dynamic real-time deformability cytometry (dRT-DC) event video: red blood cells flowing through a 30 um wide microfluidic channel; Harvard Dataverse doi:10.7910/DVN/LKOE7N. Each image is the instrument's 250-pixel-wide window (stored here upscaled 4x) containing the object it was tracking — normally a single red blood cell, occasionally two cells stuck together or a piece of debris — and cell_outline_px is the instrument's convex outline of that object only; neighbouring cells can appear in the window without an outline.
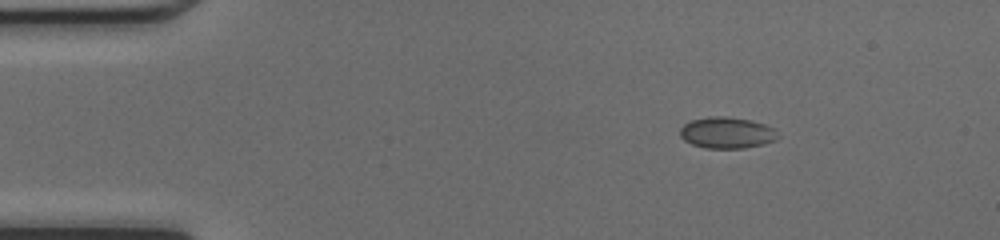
{"species": "common noctule bat (a hibernating species)", "species_latin": "Nyctalus noctula", "temperature_condition": "cold", "stored_images_in_passage": 42, "camera_frame_rate_fps": 3000, "um_per_image_px": 0.085, "animal": {"sex": "female", "body_mass_g": 17.0, "forearm_length_mm": 48.0}, "frame": {"image": 1, "passage_image": 1, "time_ms": 0.0, "image_size_px": [1000, 240], "cell_outline_px": [[780, 136], [776, 140], [764, 144], [744, 148], [704, 148], [692, 144], [684, 140], [680, 136], [680, 128], [684, 124], [692, 120], [708, 116], [724, 116], [752, 120], [764, 124], [772, 128]], "centroid_in_image_um": [61.78, 11.28], "position_along_channel_um": 23.2, "area_um2": 17.92}}
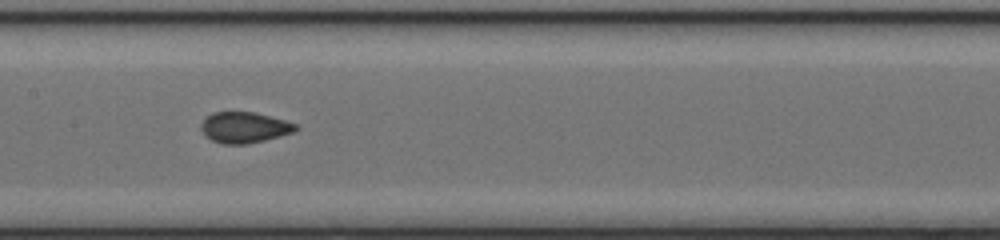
{"frame": {"image": 2, "passage_image": 18, "time_ms": 5.667, "image_size_px": [1000, 240], "cell_outline_px": [[300, 128], [292, 132], [280, 136], [248, 144], [224, 144], [212, 140], [204, 136], [200, 128], [200, 124], [212, 112], [256, 112], [284, 120], [296, 124]], "centroid_in_image_um": [20.75, 10.83], "position_along_channel_um": 186.6, "area_um2": 17.05}}
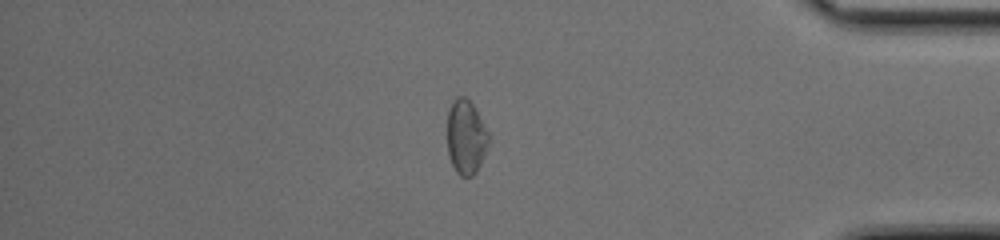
{"frame": {"image": 3, "passage_image": 35, "time_ms": 11.333, "image_size_px": [1000, 240], "cell_outline_px": [[488, 144], [480, 164], [476, 172], [472, 176], [460, 176], [456, 172], [452, 164], [448, 152], [448, 108], [452, 100], [456, 96], [464, 96], [472, 104], [488, 132]], "centroid_in_image_um": [39.59, 11.64], "position_along_channel_um": 395.6, "area_um2": 17.69}}